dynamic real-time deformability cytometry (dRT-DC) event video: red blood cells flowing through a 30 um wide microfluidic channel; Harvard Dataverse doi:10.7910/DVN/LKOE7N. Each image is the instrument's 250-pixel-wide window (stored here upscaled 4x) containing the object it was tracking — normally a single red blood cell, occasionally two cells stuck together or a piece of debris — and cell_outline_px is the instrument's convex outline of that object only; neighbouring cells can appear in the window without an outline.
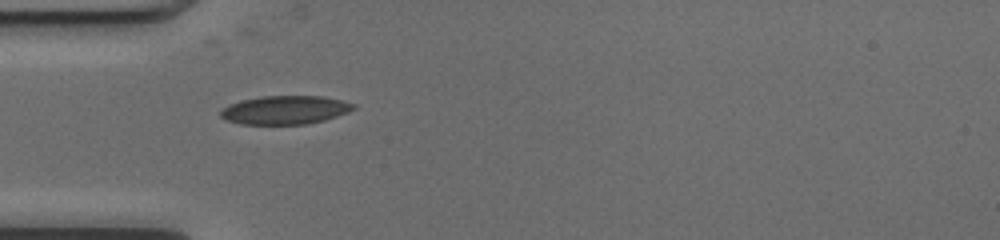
{"species": "common noctule bat (a hibernating species)", "species_latin": "Nyctalus noctula", "temperature_condition": "cold", "stored_images_in_passage": 31, "camera_frame_rate_fps": 3000, "um_per_image_px": 0.085, "animal": {"sex": "female", "body_mass_g": 17.0, "forearm_length_mm": 48.0}, "frame": {"image": 1, "passage_image": 1, "time_ms": 0.0, "image_size_px": [1000, 240], "cell_outline_px": [[356, 108], [348, 112], [324, 120], [304, 124], [240, 124], [228, 120], [220, 116], [220, 112], [228, 104], [240, 100], [264, 96], [324, 96], [356, 104]], "centroid_in_image_um": [24.23, 9.34], "position_along_channel_um": 60.8, "area_um2": 22.02}}
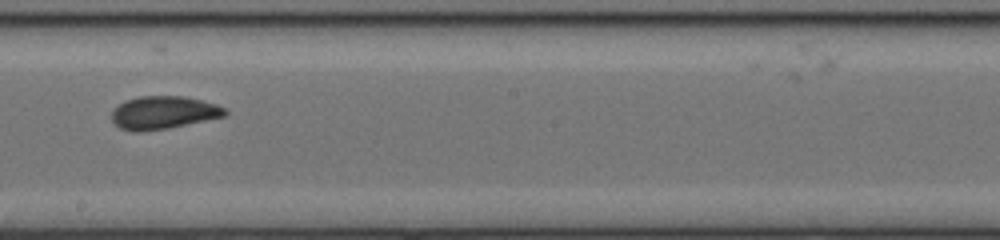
{"frame": {"image": 2, "passage_image": 14, "time_ms": 4.333, "image_size_px": [1000, 240], "cell_outline_px": [[228, 112], [224, 116], [168, 128], [132, 132], [120, 128], [112, 120], [112, 112], [120, 104], [128, 100], [140, 96], [184, 96], [216, 104], [224, 108]], "centroid_in_image_um": [13.89, 9.57], "position_along_channel_um": 234.3, "area_um2": 21.33}}
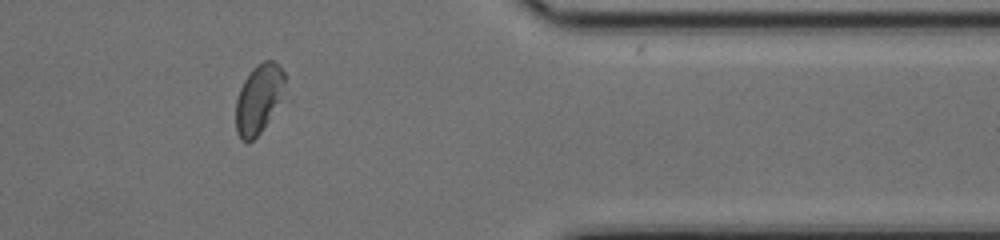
{"frame": {"image": 3, "passage_image": 27, "time_ms": 8.667, "image_size_px": [1000, 240], "cell_outline_px": [[292, 96], [260, 132], [252, 140], [244, 140], [236, 132], [236, 100], [240, 88], [244, 80], [252, 68], [264, 60], [272, 60], [284, 72]], "centroid_in_image_um": [22.15, 8.38], "position_along_channel_um": 389.3, "area_um2": 21.15}, "authors_computed_cell_mechanics": {"area_um2": 21.386, "velocity_mm_per_s": 4.0497, "shape_relaxation_time_tau1_ms": 4.0818, "shape_relaxation_time_tau2_ms": null, "deformation_change_tau1": 0.1254, "deformation_change_tau2": null}}